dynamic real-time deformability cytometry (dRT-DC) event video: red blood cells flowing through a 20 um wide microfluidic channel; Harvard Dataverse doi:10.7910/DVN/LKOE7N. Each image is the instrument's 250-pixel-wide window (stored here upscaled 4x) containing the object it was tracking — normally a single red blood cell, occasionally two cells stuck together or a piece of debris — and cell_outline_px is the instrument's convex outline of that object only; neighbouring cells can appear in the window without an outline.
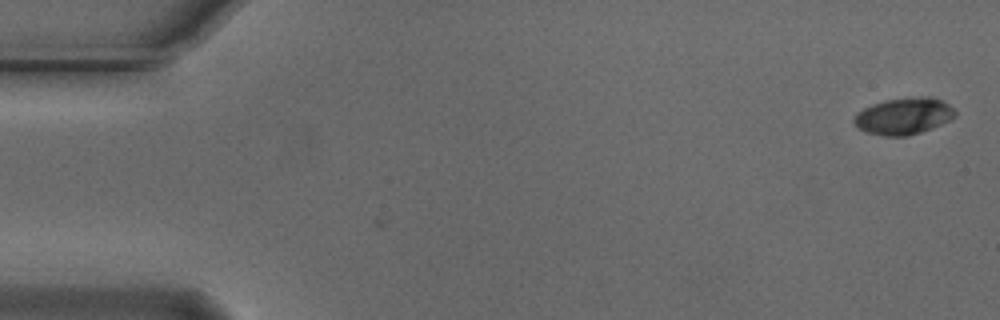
{"species": "Egyptian fruit bat (a non-hibernating species)", "species_latin": "Rousettus aegyptiacus", "temperature_condition": "cold", "stored_images_in_passage": 2, "camera_frame_rate_fps": 3000, "um_per_image_px": 0.085, "animal": {"sex": "male"}, "frame": {"image": 1, "passage_image": 1, "time_ms": 0.0, "image_size_px": [1000, 320], "cell_outline_px": [[956, 116], [932, 128], [908, 136], [884, 136], [868, 132], [860, 128], [852, 120], [856, 112], [872, 104], [888, 100], [924, 96], [928, 96], [940, 100], [948, 104], [956, 112]], "centroid_in_image_um": [76.81, 9.87], "position_along_channel_um": 8.2, "area_um2": 21.27}}